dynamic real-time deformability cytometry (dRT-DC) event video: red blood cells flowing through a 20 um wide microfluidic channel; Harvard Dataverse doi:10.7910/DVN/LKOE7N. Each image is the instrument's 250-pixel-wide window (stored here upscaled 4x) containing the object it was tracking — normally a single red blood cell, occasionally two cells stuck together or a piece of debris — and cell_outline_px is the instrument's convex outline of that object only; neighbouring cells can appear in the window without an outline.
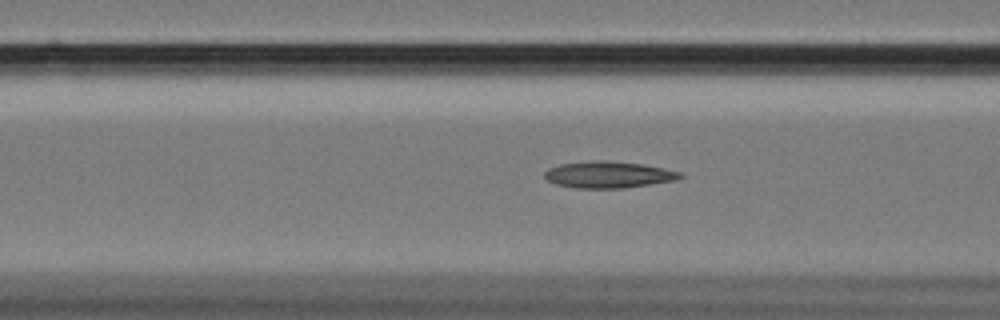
{"species": "Egyptian fruit bat (a non-hibernating species)", "species_latin": "Rousettus aegyptiacus", "temperature_condition": "cold", "stored_images_in_passage": 58, "camera_frame_rate_fps": 3000, "um_per_image_px": 0.085, "animal": {"sex": "female"}, "frame": {"image": 1, "passage_image": 23, "time_ms": 7.333, "image_size_px": [1000, 320], "cell_outline_px": [[684, 176], [676, 180], [624, 188], [576, 188], [556, 184], [548, 180], [544, 176], [544, 172], [548, 168], [560, 164], [592, 160], [608, 160], [640, 164], [664, 168], [680, 172]], "centroid_in_image_um": [51.7, 14.84], "position_along_channel_um": 114.9, "area_um2": 20.98}}
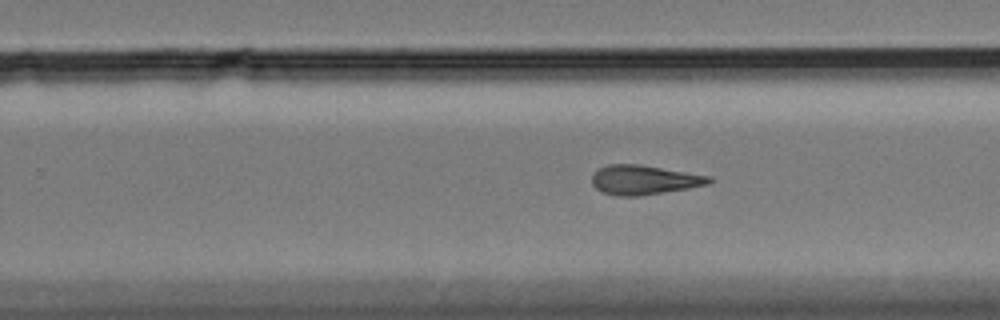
{"frame": {"image": 2, "passage_image": 37, "time_ms": 12.0, "image_size_px": [1000, 320], "cell_outline_px": [[716, 180], [708, 184], [688, 188], [640, 196], [620, 196], [600, 192], [592, 184], [592, 176], [600, 168], [608, 164], [640, 164], [712, 176]], "centroid_in_image_um": [54.78, 15.29], "position_along_channel_um": 275.0, "area_um2": 20.17}}
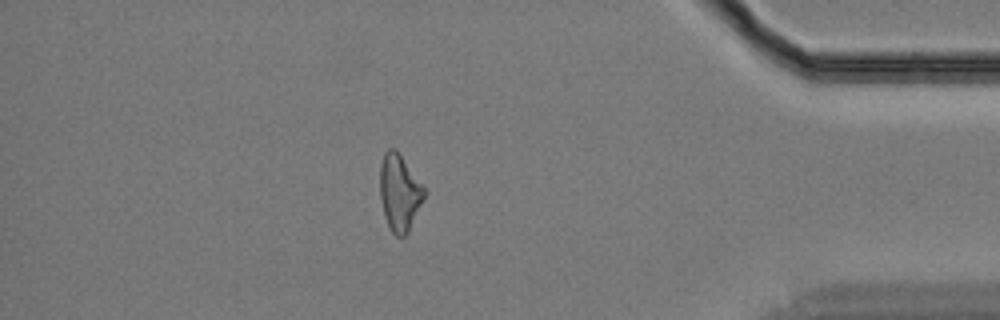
{"frame": {"image": 3, "passage_image": 51, "time_ms": 16.667, "image_size_px": [1000, 320], "cell_outline_px": [[424, 196], [408, 232], [404, 236], [396, 236], [392, 232], [384, 216], [380, 196], [380, 164], [384, 152], [388, 148], [396, 148], [424, 188]], "centroid_in_image_um": [33.92, 16.34], "position_along_channel_um": 401.3, "area_um2": 19.36}, "authors_computed_cell_mechanics": {"area_um2": 20.3745, "velocity_mm_per_s": 3.4298, "shape_relaxation_time_tau1_ms": null, "shape_relaxation_time_tau2_ms": 7.4282, "deformation_change_tau1": null, "deformation_change_tau2": 0.2021}}